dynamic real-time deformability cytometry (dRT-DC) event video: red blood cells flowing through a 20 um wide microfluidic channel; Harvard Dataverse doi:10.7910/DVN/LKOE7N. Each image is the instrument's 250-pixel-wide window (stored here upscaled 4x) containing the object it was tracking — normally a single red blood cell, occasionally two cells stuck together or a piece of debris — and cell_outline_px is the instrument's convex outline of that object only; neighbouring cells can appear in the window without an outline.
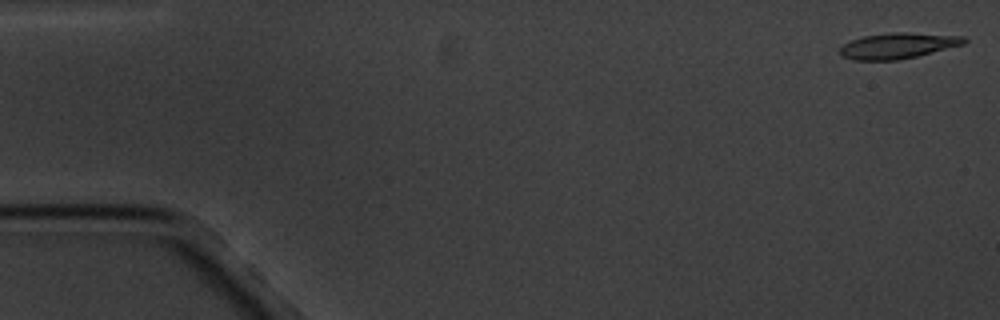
{"species": "common noctule bat (a hibernating species)", "species_latin": "Nyctalus noctula", "temperature_condition": "cold", "stored_images_in_passage": 5, "camera_frame_rate_fps": 3000, "um_per_image_px": 0.085, "animal": {"sex": "male", "body_mass_g": 20.1, "forearm_length_mm": 53.5}, "frame": {"image": 1, "passage_image": 1, "time_ms": 0.0, "image_size_px": [1000, 320], "cell_outline_px": [[968, 40], [964, 44], [916, 56], [896, 60], [852, 60], [840, 56], [840, 48], [844, 44], [852, 40], [864, 36], [892, 32], [908, 32], [964, 36]], "centroid_in_image_um": [76.31, 3.88], "position_along_channel_um": 8.7, "area_um2": 18.55}}
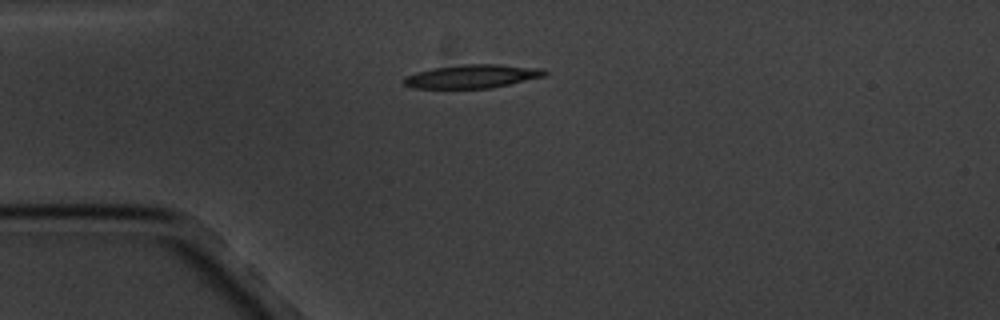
{"frame": {"image": 2, "passage_image": 4, "time_ms": 4.333, "image_size_px": [1000, 320], "cell_outline_px": [[548, 72], [544, 76], [508, 84], [488, 88], [412, 88], [404, 84], [400, 80], [404, 76], [416, 72], [432, 68], [464, 64], [500, 64], [540, 68]], "centroid_in_image_um": [40.06, 6.48], "position_along_channel_um": 44.9, "area_um2": 19.25}}